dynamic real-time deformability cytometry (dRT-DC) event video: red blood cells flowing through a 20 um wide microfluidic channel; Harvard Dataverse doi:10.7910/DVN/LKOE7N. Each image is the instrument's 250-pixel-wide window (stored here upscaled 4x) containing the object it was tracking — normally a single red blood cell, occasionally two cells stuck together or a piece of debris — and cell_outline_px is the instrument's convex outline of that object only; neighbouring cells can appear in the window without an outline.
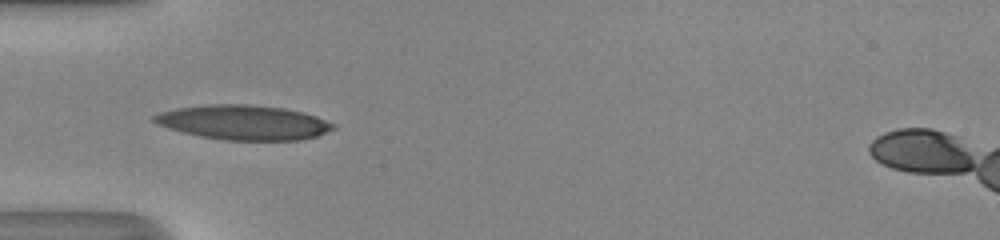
{"species": "human", "species_latin": "Homo sapiens", "temperature_condition": "room temperature", "stored_images_in_passage": 3, "segment_of_instrument_passage": [2, 2], "camera_frame_rate_fps": 3000, "um_per_image_px": 0.085, "donor": {"sex": "male"}, "frame": {"image": 1, "passage_image": 3, "time_ms": 0.667, "image_size_px": [1000, 240], "cell_outline_px": [[972, 172], [924, 172], [900, 168], [888, 164], [880, 160], [872, 152], [872, 144], [876, 140], [892, 132], [908, 128], [924, 128], [936, 132], [972, 160]], "centroid_in_image_um": [78.27, 12.91], "position_along_channel_um": 6.7, "area_um2": 23.0}}